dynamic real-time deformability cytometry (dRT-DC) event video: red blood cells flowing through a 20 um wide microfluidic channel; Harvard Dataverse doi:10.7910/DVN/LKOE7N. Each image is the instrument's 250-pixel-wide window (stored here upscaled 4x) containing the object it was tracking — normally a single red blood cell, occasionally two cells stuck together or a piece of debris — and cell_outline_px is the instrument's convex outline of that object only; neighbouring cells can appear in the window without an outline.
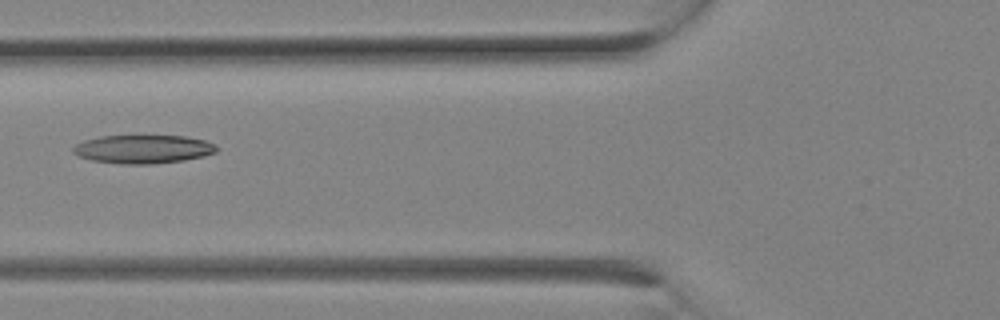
{"species": "Egyptian fruit bat (a non-hibernating species)", "species_latin": "Rousettus aegyptiacus", "temperature_condition": "room temperature", "stored_images_in_passage": 11, "camera_frame_rate_fps": 3000, "um_per_image_px": 0.085, "animal": {"sex": "female"}, "frame": {"image": 1, "passage_image": 10, "time_ms": 3.0, "image_size_px": [1000, 320], "cell_outline_px": [[216, 152], [204, 156], [184, 160], [152, 164], [124, 164], [92, 160], [80, 156], [72, 152], [72, 148], [76, 144], [84, 140], [100, 136], [184, 136], [204, 140], [216, 144]], "centroid_in_image_um": [12.16, 12.67], "position_along_channel_um": 113.6, "area_um2": 23.7}}